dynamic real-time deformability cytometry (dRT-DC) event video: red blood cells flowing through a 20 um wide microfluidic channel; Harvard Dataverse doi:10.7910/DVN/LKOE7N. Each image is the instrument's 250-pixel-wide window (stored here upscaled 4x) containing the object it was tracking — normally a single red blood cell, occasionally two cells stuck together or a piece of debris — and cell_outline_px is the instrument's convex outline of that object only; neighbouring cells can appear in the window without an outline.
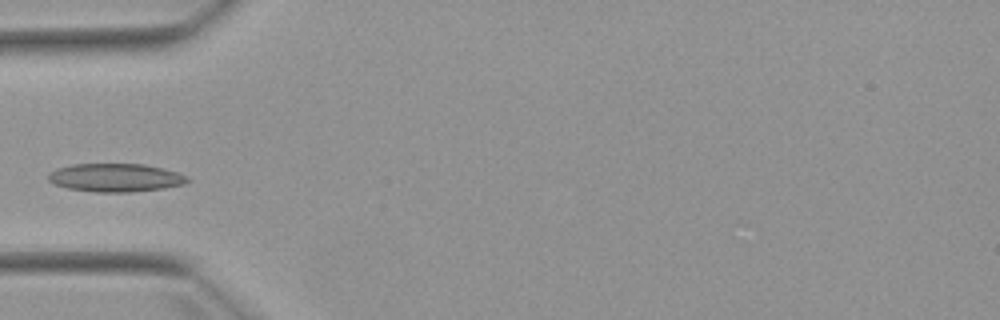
{"species": "Egyptian fruit bat (a non-hibernating species)", "species_latin": "Rousettus aegyptiacus", "temperature_condition": "warm", "stored_images_in_passage": 5, "camera_frame_rate_fps": 3000, "um_per_image_px": 0.085, "animal": {"sex": "female"}, "frame": {"image": 1, "passage_image": 4, "time_ms": 3.667, "image_size_px": [1000, 320], "cell_outline_px": [[192, 180], [184, 184], [164, 188], [128, 192], [96, 192], [68, 188], [52, 184], [48, 180], [48, 172], [56, 168], [72, 164], [144, 164], [164, 168], [188, 176]], "centroid_in_image_um": [9.81, 15.09], "position_along_channel_um": 75.2, "area_um2": 23.12}}
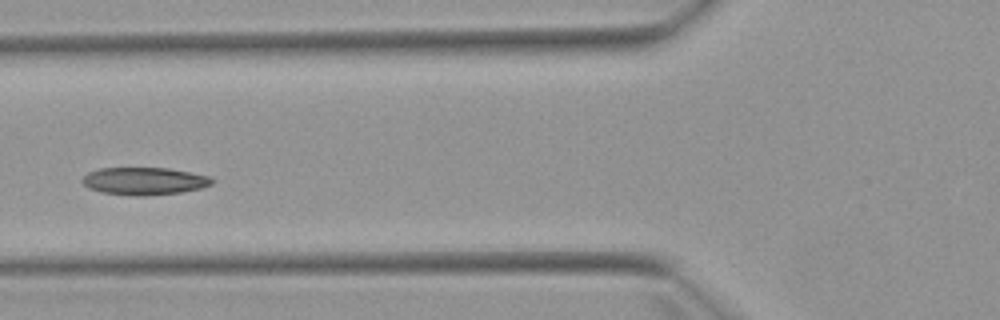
{"frame": {"image": 2, "passage_image": 5, "time_ms": 4.667, "image_size_px": [1000, 320], "cell_outline_px": [[216, 180], [212, 184], [200, 188], [180, 192], [144, 196], [136, 196], [104, 192], [88, 188], [80, 180], [88, 172], [100, 168], [168, 168], [208, 176]], "centroid_in_image_um": [12.25, 15.39], "position_along_channel_um": 113.5, "area_um2": 20.63}}